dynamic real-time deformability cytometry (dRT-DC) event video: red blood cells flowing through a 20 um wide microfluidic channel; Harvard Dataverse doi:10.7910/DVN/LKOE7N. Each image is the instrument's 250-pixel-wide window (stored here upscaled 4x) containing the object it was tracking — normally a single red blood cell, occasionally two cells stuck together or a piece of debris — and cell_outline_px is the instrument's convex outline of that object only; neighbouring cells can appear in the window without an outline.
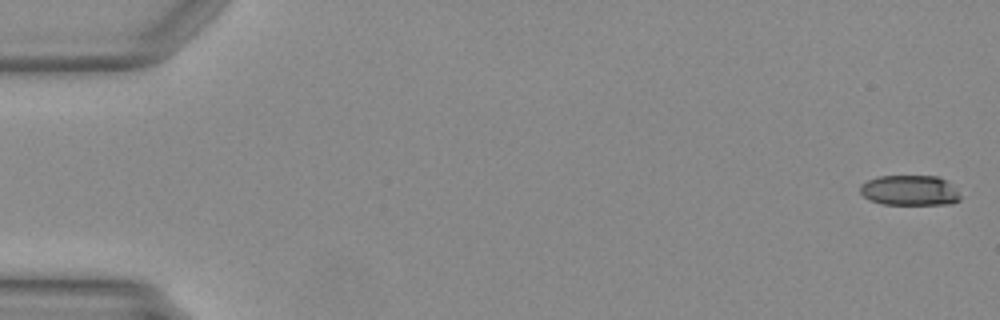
{"species": "Egyptian fruit bat (a non-hibernating species)", "species_latin": "Rousettus aegyptiacus", "temperature_condition": "warm", "stored_images_in_passage": 49, "camera_frame_rate_fps": 3000, "um_per_image_px": 0.085, "animal": {"sex": "female"}, "frame": {"image": 1, "passage_image": 1, "time_ms": 0.0, "image_size_px": [1000, 320], "cell_outline_px": [[960, 200], [952, 204], [880, 204], [864, 196], [860, 192], [860, 184], [868, 180], [880, 176], [936, 176], [944, 180], [960, 196]], "centroid_in_image_um": [77.28, 16.19], "position_along_channel_um": 7.7, "area_um2": 17.34}}
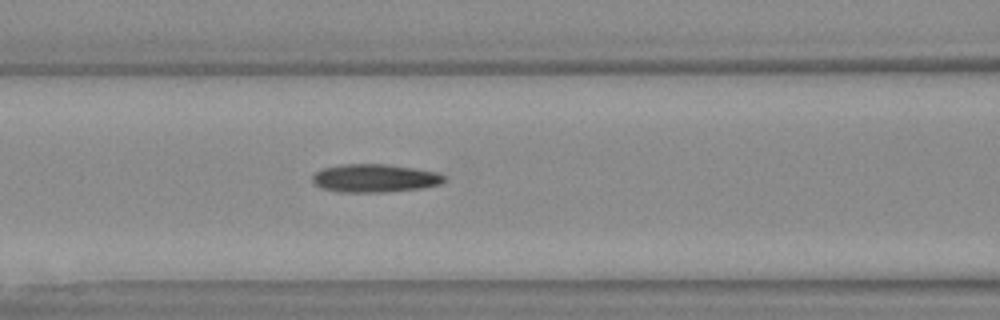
{"frame": {"image": 2, "passage_image": 21, "time_ms": 6.667, "image_size_px": [1000, 320], "cell_outline_px": [[444, 180], [440, 184], [420, 188], [384, 192], [344, 192], [324, 188], [316, 184], [312, 180], [312, 176], [316, 172], [324, 168], [344, 164], [384, 164], [416, 168], [436, 172], [444, 176]], "centroid_in_image_um": [31.86, 15.14], "position_along_channel_um": 134.7, "area_um2": 21.27}}
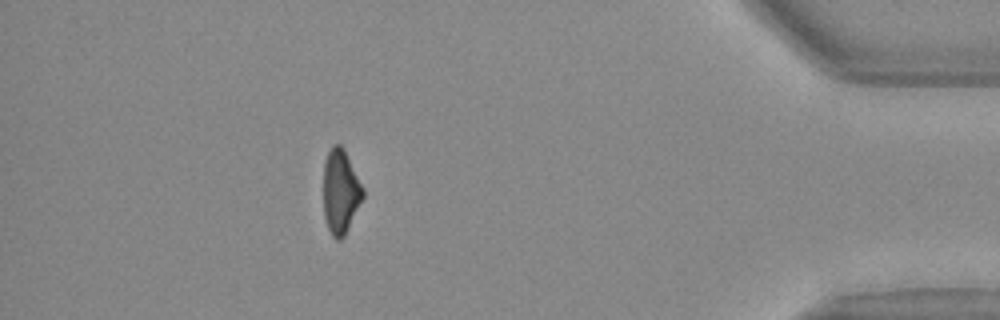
{"frame": {"image": 3, "passage_image": 44, "time_ms": 14.333, "image_size_px": [1000, 320], "cell_outline_px": [[364, 196], [344, 236], [340, 240], [336, 240], [332, 236], [328, 228], [324, 216], [324, 160], [332, 144], [340, 144], [344, 148], [364, 188]], "centroid_in_image_um": [28.95, 16.26], "position_along_channel_um": 406.3, "area_um2": 19.42}}